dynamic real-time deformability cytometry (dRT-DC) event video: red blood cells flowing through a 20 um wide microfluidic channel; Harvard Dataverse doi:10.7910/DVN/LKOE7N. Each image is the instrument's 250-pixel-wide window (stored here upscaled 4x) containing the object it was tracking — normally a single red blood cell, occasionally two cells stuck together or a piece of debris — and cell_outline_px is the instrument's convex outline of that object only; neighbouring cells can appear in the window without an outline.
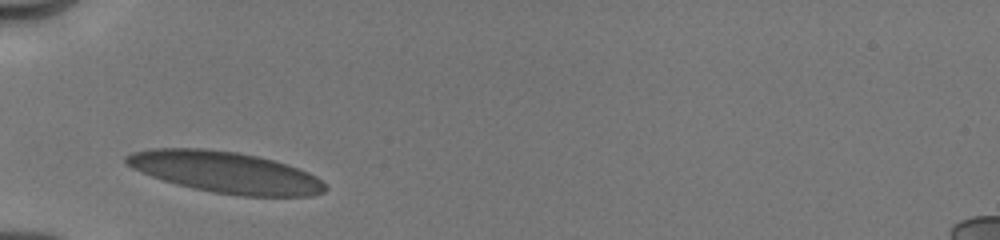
{"species": "human", "species_latin": "Homo sapiens", "temperature_condition": "cold", "stored_images_in_passage": 7, "camera_frame_rate_fps": 3000, "um_per_image_px": 0.085, "donor": {"sex": "male"}, "frame": {"image": 1, "passage_image": 1, "time_ms": 0.0, "image_size_px": [1000, 240], "cell_outline_px": [[328, 188], [324, 192], [312, 196], [240, 196], [212, 192], [176, 184], [140, 172], [124, 164], [124, 156], [132, 152], [152, 148], [208, 148], [236, 152], [256, 156], [288, 164], [308, 172], [316, 176]], "centroid_in_image_um": [19.14, 14.64], "position_along_channel_um": 65.9, "area_um2": 47.97}}
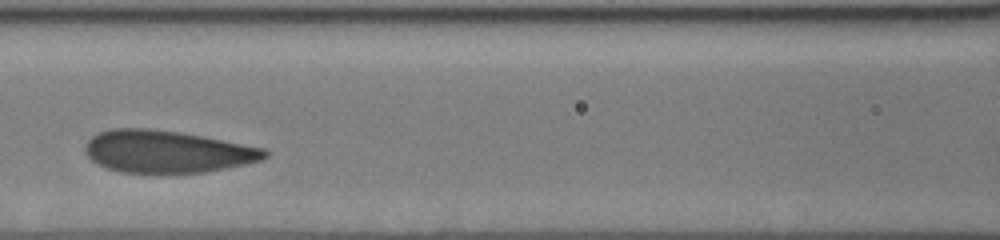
{"frame": {"image": 2, "passage_image": 4, "time_ms": 2.333, "image_size_px": [1000, 240], "cell_outline_px": [[268, 156], [264, 160], [208, 172], [120, 172], [108, 168], [92, 160], [84, 152], [84, 144], [92, 136], [100, 132], [112, 128], [152, 128], [180, 132], [204, 136], [264, 148], [268, 152]], "centroid_in_image_um": [14.21, 12.87], "position_along_channel_um": 152.4, "area_um2": 44.27}}
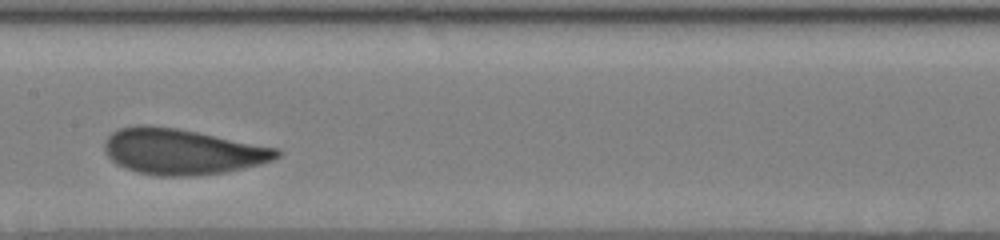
{"frame": {"image": 3, "passage_image": 6, "time_ms": 3.333, "image_size_px": [1000, 240], "cell_outline_px": [[280, 156], [272, 160], [260, 164], [228, 172], [192, 176], [156, 176], [124, 168], [116, 164], [104, 152], [104, 140], [112, 132], [120, 128], [136, 124], [148, 124], [176, 128], [280, 148]], "centroid_in_image_um": [15.46, 12.88], "position_along_channel_um": 191.9, "area_um2": 46.24}}